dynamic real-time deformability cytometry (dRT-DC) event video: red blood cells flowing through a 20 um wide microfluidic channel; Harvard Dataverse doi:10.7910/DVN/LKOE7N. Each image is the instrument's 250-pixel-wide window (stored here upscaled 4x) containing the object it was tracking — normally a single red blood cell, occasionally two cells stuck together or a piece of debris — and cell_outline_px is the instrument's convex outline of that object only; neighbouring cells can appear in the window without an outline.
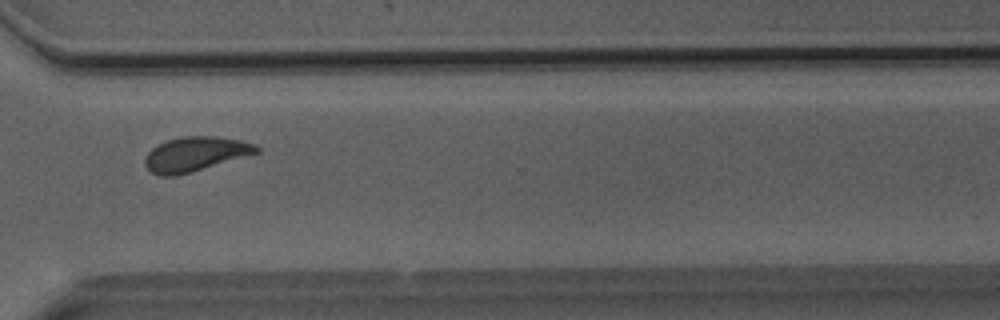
{"species": "Egyptian fruit bat (a non-hibernating species)", "species_latin": "Rousettus aegyptiacus", "temperature_condition": "room temperature", "stored_images_in_passage": 45, "camera_frame_rate_fps": 3000, "um_per_image_px": 0.085, "animal": {"sex": "male"}, "frame": {"image": 1, "passage_image": 32, "time_ms": 10.333, "image_size_px": [1000, 320], "cell_outline_px": [[260, 152], [176, 176], [156, 176], [144, 164], [144, 160], [148, 152], [156, 144], [168, 140], [184, 136], [216, 136], [240, 140], [256, 144], [260, 148]], "centroid_in_image_um": [16.58, 13.09], "position_along_channel_um": 354.0, "area_um2": 22.37}}
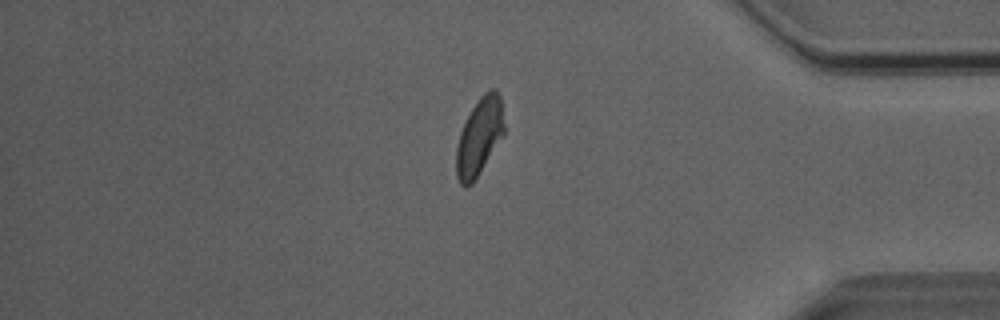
{"frame": {"image": 2, "passage_image": 37, "time_ms": 12.0, "image_size_px": [1000, 320], "cell_outline_px": [[504, 136], [472, 184], [464, 188], [460, 184], [456, 176], [456, 148], [460, 132], [472, 108], [480, 96], [484, 92], [492, 88], [496, 88], [500, 96], [504, 124]], "centroid_in_image_um": [40.75, 11.63], "position_along_channel_um": 394.5, "area_um2": 21.68}}
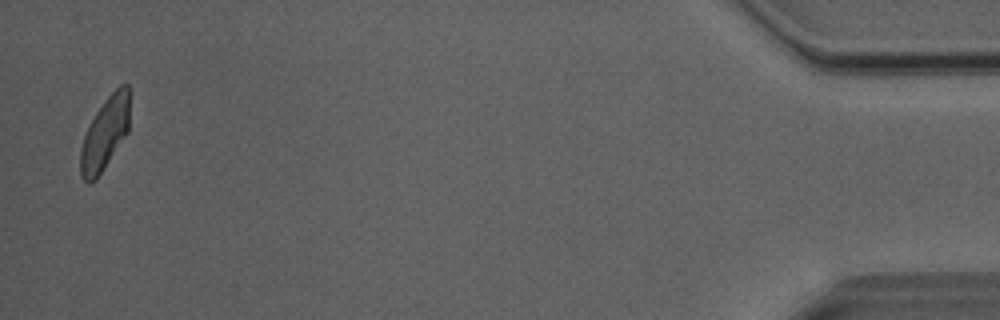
{"frame": {"image": 3, "passage_image": 44, "time_ms": 14.333, "image_size_px": [1000, 320], "cell_outline_px": [[128, 132], [96, 180], [88, 184], [80, 176], [80, 148], [84, 136], [96, 112], [104, 100], [120, 84], [128, 84]], "centroid_in_image_um": [8.89, 11.39], "position_along_channel_um": 426.3, "area_um2": 20.52}, "authors_computed_cell_mechanics": {"area_um2": 22.3686, "velocity_mm_per_s": 4.0242, "shape_relaxation_time_tau1_ms": 4.2514, "shape_relaxation_time_tau2_ms": 1.6169, "deformation_change_tau1": 0.125, "deformation_change_tau2": 0.0705}}